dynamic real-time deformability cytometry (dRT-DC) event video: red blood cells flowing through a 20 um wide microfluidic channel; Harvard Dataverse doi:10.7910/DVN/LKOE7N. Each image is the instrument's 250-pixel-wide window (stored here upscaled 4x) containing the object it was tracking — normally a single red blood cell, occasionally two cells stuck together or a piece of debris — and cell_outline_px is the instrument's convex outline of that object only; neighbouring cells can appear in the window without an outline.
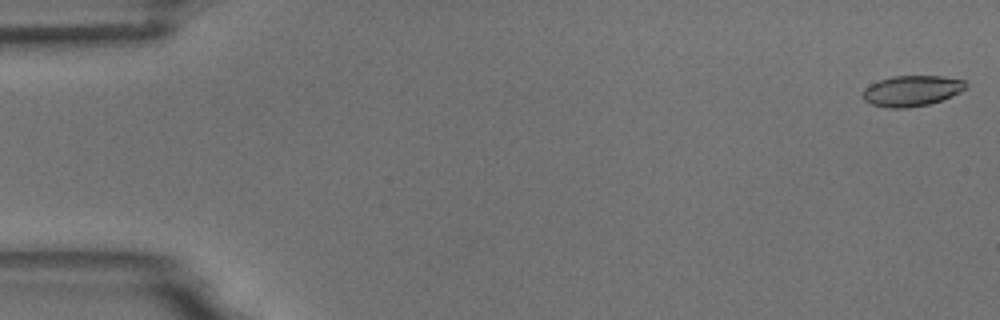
{"species": "common noctule bat (a hibernating species)", "species_latin": "Nyctalus noctula", "temperature_condition": "room temperature", "stored_images_in_passage": 54, "camera_frame_rate_fps": 3000, "um_per_image_px": 0.085, "animal": {"sex": "male", "body_mass_g": 18.8}, "frame": {"image": 1, "passage_image": 1, "time_ms": 0.0, "image_size_px": [1000, 320], "cell_outline_px": [[968, 84], [960, 92], [940, 100], [928, 104], [908, 108], [888, 108], [872, 104], [864, 100], [864, 88], [880, 80], [892, 76], [944, 76], [964, 80]], "centroid_in_image_um": [77.51, 7.71], "position_along_channel_um": 7.5, "area_um2": 18.21}}
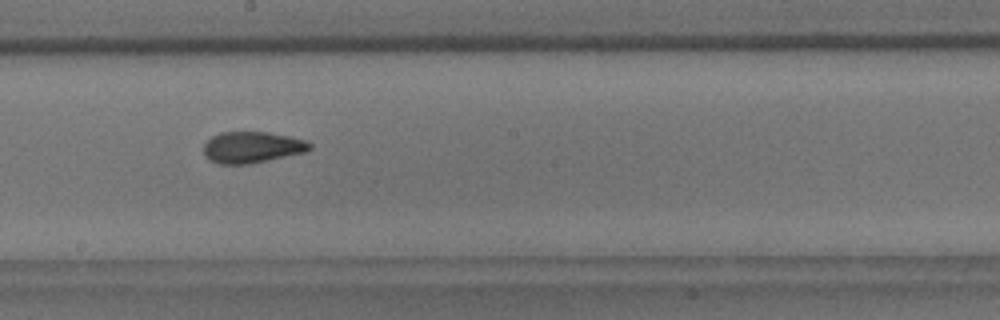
{"frame": {"image": 2, "passage_image": 30, "time_ms": 9.667, "image_size_px": [1000, 320], "cell_outline_px": [[312, 148], [304, 152], [268, 160], [248, 164], [220, 164], [212, 160], [204, 152], [204, 144], [212, 136], [220, 132], [268, 132], [288, 136], [304, 140], [312, 144]], "centroid_in_image_um": [21.43, 12.51], "position_along_channel_um": 226.8, "area_um2": 19.07}}
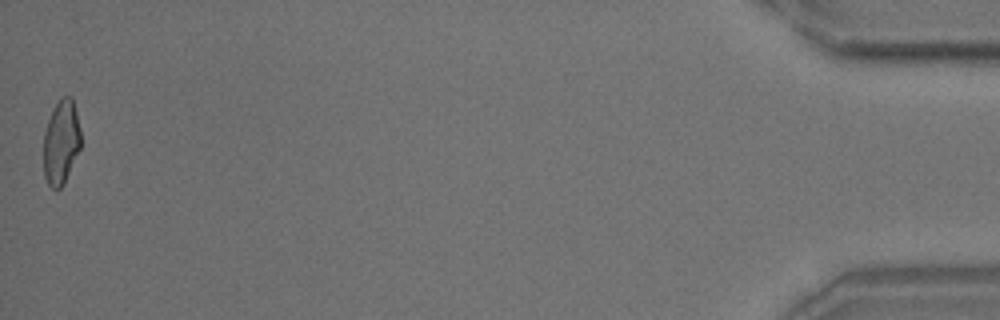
{"frame": {"image": 3, "passage_image": 54, "time_ms": 17.667, "image_size_px": [1000, 320], "cell_outline_px": [[80, 148], [64, 184], [60, 188], [52, 188], [48, 184], [44, 176], [44, 132], [48, 120], [60, 96], [72, 96], [80, 128]], "centroid_in_image_um": [5.19, 12.08], "position_along_channel_um": 430.0, "area_um2": 18.21}, "authors_computed_cell_mechanics": {"area_um2": 19.1318, "velocity_mm_per_s": 3.7357, "shape_relaxation_time_tau1_ms": 9.0827, "shape_relaxation_time_tau2_ms": 2.062, "deformation_change_tau1": 0.2342, "deformation_change_tau2": 0.0843}}